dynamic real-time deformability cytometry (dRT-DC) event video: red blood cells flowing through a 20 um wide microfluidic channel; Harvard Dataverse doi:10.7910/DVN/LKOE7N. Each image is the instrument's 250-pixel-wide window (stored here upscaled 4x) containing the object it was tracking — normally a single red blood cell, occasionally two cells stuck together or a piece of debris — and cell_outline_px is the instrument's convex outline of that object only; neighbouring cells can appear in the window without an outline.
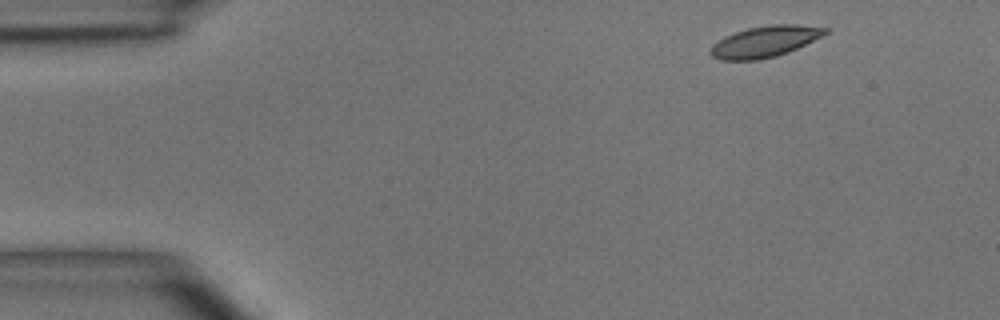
{"species": "common noctule bat (a hibernating species)", "species_latin": "Nyctalus noctula", "temperature_condition": "room temperature", "stored_images_in_passage": 6, "camera_frame_rate_fps": 3000, "um_per_image_px": 0.085, "animal": {"sex": "male", "body_mass_g": 15.6}, "frame": {"image": 1, "passage_image": 1, "time_ms": 0.0, "image_size_px": [1000, 320], "cell_outline_px": [[828, 32], [824, 36], [788, 52], [776, 56], [760, 60], [720, 60], [712, 56], [708, 52], [712, 44], [724, 36], [748, 28], [768, 24], [796, 24], [828, 28]], "centroid_in_image_um": [65.01, 3.53], "position_along_channel_um": 20.0, "area_um2": 21.04}}
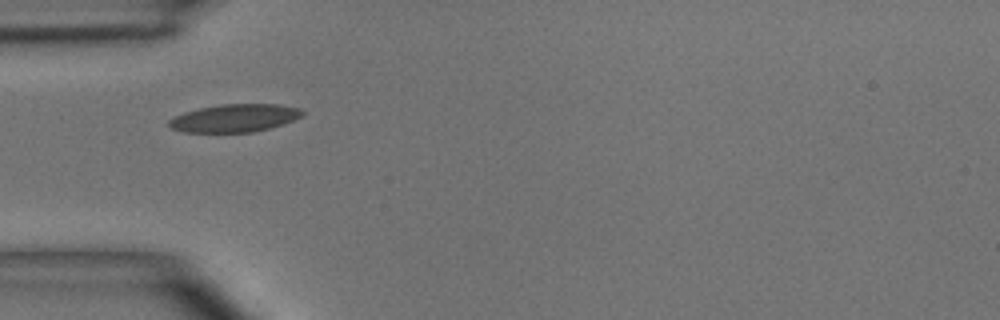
{"frame": {"image": 2, "passage_image": 4, "time_ms": 3.333, "image_size_px": [1000, 320], "cell_outline_px": [[304, 116], [268, 128], [252, 132], [184, 132], [168, 128], [168, 120], [184, 112], [200, 108], [224, 104], [280, 104], [300, 108], [304, 112]], "centroid_in_image_um": [19.93, 10.03], "position_along_channel_um": 65.1, "area_um2": 21.56}}
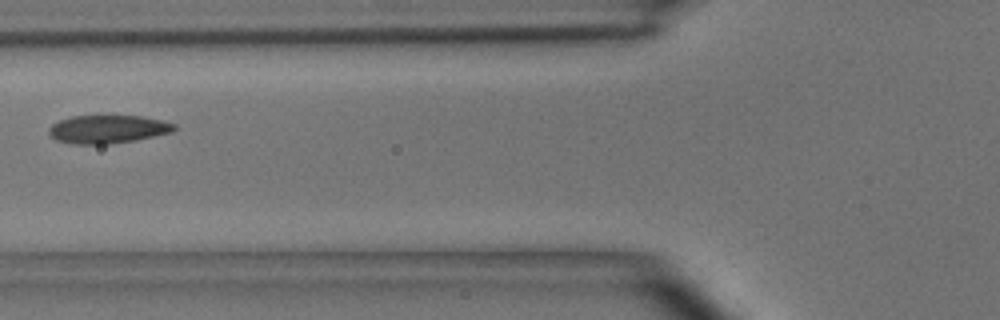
{"frame": {"image": 3, "passage_image": 5, "time_ms": 4.667, "image_size_px": [1000, 320], "cell_outline_px": [[176, 128], [172, 132], [136, 140], [108, 144], [72, 144], [56, 140], [48, 132], [48, 128], [52, 124], [60, 120], [72, 116], [140, 116], [164, 120], [176, 124]], "centroid_in_image_um": [9.17, 10.98], "position_along_channel_um": 116.6, "area_um2": 20.63}}